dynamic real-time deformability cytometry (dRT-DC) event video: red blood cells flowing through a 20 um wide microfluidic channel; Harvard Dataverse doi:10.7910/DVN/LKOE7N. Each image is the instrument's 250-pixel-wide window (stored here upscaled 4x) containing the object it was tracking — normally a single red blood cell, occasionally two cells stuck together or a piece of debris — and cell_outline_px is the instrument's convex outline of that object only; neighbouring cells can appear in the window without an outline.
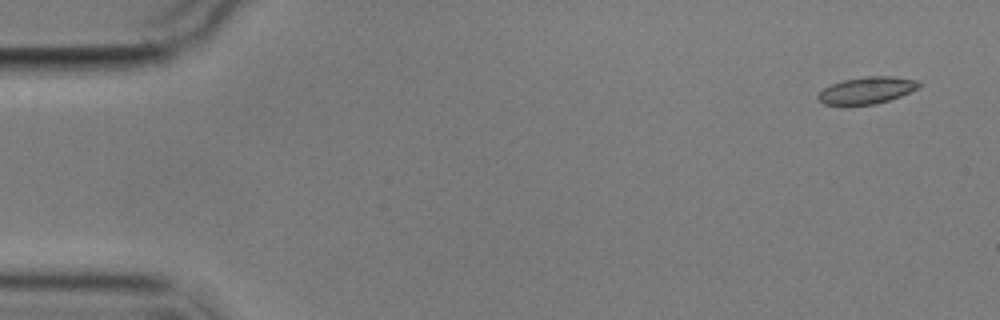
{"species": "common noctule bat (a hibernating species)", "species_latin": "Nyctalus noctula", "temperature_condition": "cold", "stored_images_in_passage": 4, "camera_frame_rate_fps": 3000, "um_per_image_px": 0.085, "animal": {"sex": "male", "body_mass_g": 17.9}, "frame": {"image": 1, "passage_image": 1, "time_ms": 0.0, "image_size_px": [1000, 320], "cell_outline_px": [[920, 88], [900, 96], [876, 104], [824, 104], [816, 96], [824, 88], [832, 84], [844, 80], [864, 76], [892, 76], [916, 80], [920, 84]], "centroid_in_image_um": [73.71, 7.66], "position_along_channel_um": 11.3, "area_um2": 15.55}}
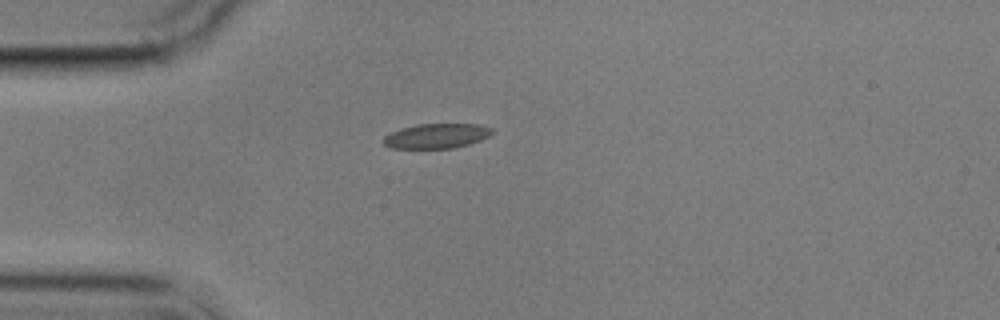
{"frame": {"image": 2, "passage_image": 4, "time_ms": 4.0, "image_size_px": [1000, 320], "cell_outline_px": [[496, 132], [480, 140], [468, 144], [452, 148], [392, 148], [384, 144], [380, 140], [384, 136], [400, 128], [416, 124], [476, 124], [492, 128]], "centroid_in_image_um": [37.09, 11.55], "position_along_channel_um": 47.9, "area_um2": 15.72}}